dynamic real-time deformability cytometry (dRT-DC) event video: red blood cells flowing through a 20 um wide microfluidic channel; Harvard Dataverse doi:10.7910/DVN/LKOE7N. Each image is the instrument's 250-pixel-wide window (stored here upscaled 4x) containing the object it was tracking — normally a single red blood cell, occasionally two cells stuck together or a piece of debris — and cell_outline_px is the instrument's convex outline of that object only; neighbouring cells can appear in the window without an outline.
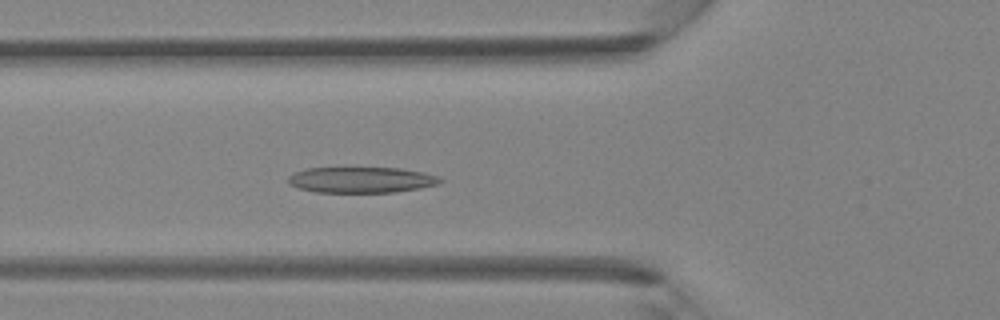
{"species": "Egyptian fruit bat (a non-hibernating species)", "species_latin": "Rousettus aegyptiacus", "temperature_condition": "room temperature", "stored_images_in_passage": 34, "camera_frame_rate_fps": 3000, "um_per_image_px": 0.085, "animal": {"sex": "female"}, "frame": {"image": 1, "passage_image": 6, "time_ms": 1.667, "image_size_px": [1000, 320], "cell_outline_px": [[444, 180], [440, 184], [420, 188], [396, 192], [316, 192], [300, 188], [288, 184], [288, 176], [292, 172], [304, 168], [400, 168], [424, 172], [440, 176]], "centroid_in_image_um": [30.73, 15.28], "position_along_channel_um": 95.1, "area_um2": 23.12}}
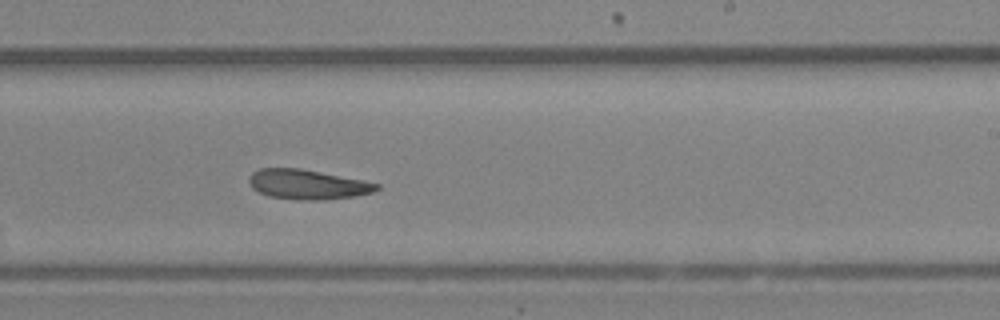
{"frame": {"image": 2, "passage_image": 17, "time_ms": 5.333, "image_size_px": [1000, 320], "cell_outline_px": [[380, 188], [372, 192], [352, 196], [324, 200], [300, 200], [268, 196], [252, 188], [248, 180], [248, 176], [252, 172], [260, 168], [300, 168], [364, 180], [380, 184]], "centroid_in_image_um": [26.12, 15.67], "position_along_channel_um": 262.9, "area_um2": 22.14}}
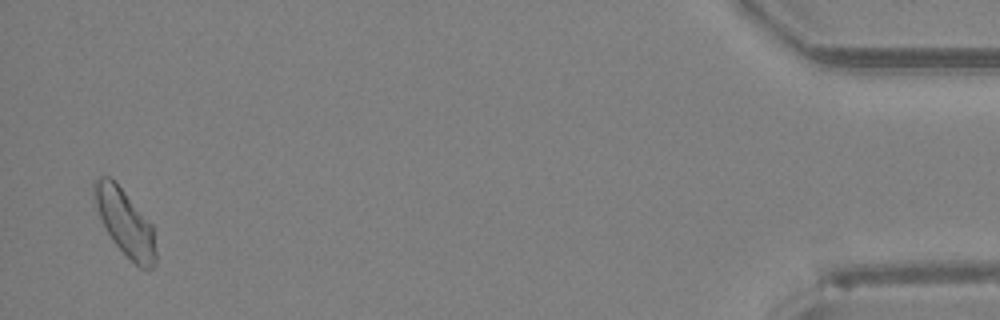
{"frame": {"image": 3, "passage_image": 33, "time_ms": 10.667, "image_size_px": [1000, 320], "cell_outline_px": [[156, 264], [152, 268], [140, 268], [112, 240], [100, 216], [96, 204], [92, 184], [100, 176], [108, 176], [124, 192], [152, 224], [156, 252]], "centroid_in_image_um": [10.65, 18.93], "position_along_channel_um": 424.5, "area_um2": 22.95}}